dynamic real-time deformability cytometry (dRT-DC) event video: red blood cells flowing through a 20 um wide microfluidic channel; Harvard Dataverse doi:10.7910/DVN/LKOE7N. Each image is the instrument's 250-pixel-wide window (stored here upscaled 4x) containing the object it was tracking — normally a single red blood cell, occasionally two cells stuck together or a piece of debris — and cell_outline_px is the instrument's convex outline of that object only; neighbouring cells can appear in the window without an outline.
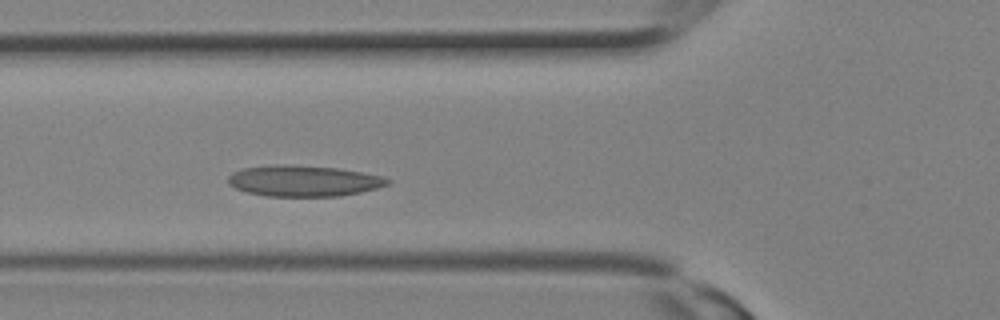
{"species": "Egyptian fruit bat (a non-hibernating species)", "species_latin": "Rousettus aegyptiacus", "temperature_condition": "room temperature", "stored_images_in_passage": 3, "camera_frame_rate_fps": 3000, "um_per_image_px": 0.085, "animal": {"sex": "female"}, "frame": {"image": 1, "passage_image": 3, "time_ms": 0.667, "image_size_px": [1000, 320], "cell_outline_px": [[392, 180], [388, 184], [376, 188], [360, 192], [340, 196], [268, 196], [248, 192], [236, 188], [228, 184], [228, 176], [232, 172], [244, 168], [276, 164], [292, 164], [336, 168], [360, 172], [380, 176]], "centroid_in_image_um": [25.78, 15.37], "position_along_channel_um": 100.0, "area_um2": 28.67}}